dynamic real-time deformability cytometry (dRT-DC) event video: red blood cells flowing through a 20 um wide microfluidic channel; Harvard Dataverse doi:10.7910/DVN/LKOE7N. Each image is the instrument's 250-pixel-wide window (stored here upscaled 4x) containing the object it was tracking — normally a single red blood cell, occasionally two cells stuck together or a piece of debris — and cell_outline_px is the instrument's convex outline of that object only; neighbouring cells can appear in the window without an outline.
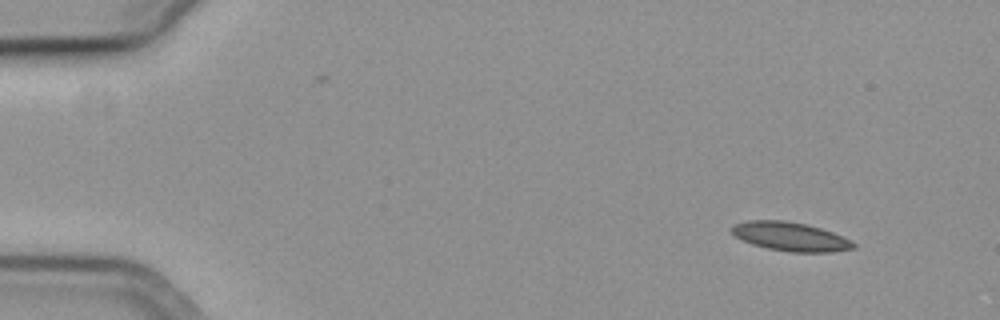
{"species": "common noctule bat (a hibernating species)", "species_latin": "Nyctalus noctula", "temperature_condition": "cold", "stored_images_in_passage": 6, "camera_frame_rate_fps": 3000, "um_per_image_px": 0.085, "animal": {"sex": "female", "body_mass_g": 19.3, "forearm_length_mm": 54.1}, "frame": {"image": 1, "passage_image": 1, "time_ms": 0.0, "image_size_px": [1000, 320], "cell_outline_px": [[856, 248], [832, 252], [788, 252], [768, 248], [752, 244], [736, 236], [728, 228], [736, 224], [748, 220], [784, 220], [804, 224], [820, 228], [832, 232], [856, 244]], "centroid_in_image_um": [67.17, 20.11], "position_along_channel_um": 17.8, "area_um2": 20.23}}